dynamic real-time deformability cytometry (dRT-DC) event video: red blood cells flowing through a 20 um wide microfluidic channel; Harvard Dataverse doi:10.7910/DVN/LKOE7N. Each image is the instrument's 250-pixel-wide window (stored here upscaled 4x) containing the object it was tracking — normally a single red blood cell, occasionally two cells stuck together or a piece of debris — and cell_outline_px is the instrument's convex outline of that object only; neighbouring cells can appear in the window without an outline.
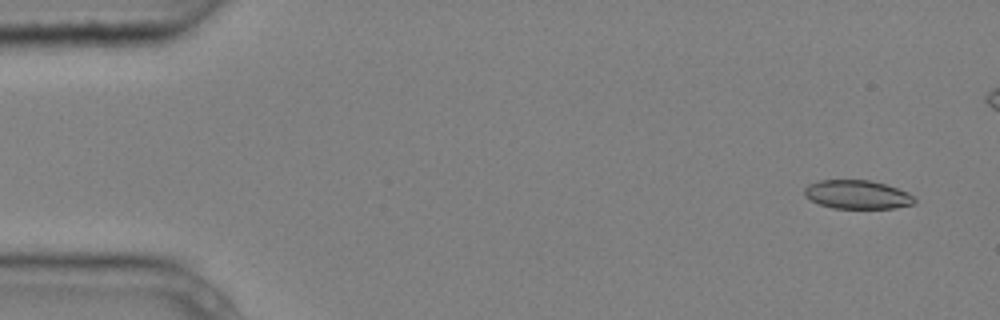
{"species": "common noctule bat (a hibernating species)", "species_latin": "Nyctalus noctula", "temperature_condition": "cold", "stored_images_in_passage": 13, "camera_frame_rate_fps": 3000, "um_per_image_px": 0.085, "animal": {"sex": "male", "body_mass_g": 20.4}, "frame": {"image": 1, "passage_image": 1, "time_ms": 0.0, "image_size_px": [1000, 320], "cell_outline_px": [[916, 204], [896, 208], [832, 208], [820, 204], [804, 196], [804, 188], [808, 184], [820, 180], [868, 180], [884, 184], [908, 192], [916, 200]], "centroid_in_image_um": [72.87, 16.54], "position_along_channel_um": 12.1, "area_um2": 18.38}}